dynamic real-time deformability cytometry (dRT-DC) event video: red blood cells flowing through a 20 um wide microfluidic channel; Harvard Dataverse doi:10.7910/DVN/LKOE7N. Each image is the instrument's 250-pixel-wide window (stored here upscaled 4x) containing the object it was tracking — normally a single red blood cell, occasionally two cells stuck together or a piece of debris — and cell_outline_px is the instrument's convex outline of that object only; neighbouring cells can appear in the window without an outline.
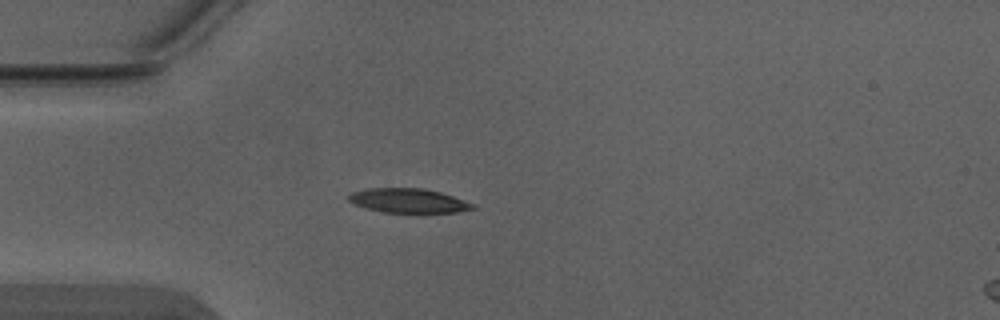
{"species": "Egyptian fruit bat (a non-hibernating species)", "species_latin": "Rousettus aegyptiacus", "temperature_condition": "warm", "stored_images_in_passage": 4, "camera_frame_rate_fps": 3000, "um_per_image_px": 0.085, "animal": {"sex": "male"}, "frame": {"image": 1, "passage_image": 4, "time_ms": 1.0, "image_size_px": [1000, 320], "cell_outline_px": [[476, 208], [456, 212], [384, 212], [364, 208], [348, 200], [348, 196], [352, 192], [368, 188], [420, 188], [440, 192], [476, 204]], "centroid_in_image_um": [34.71, 17.05], "position_along_channel_um": 50.3, "area_um2": 17.4}}